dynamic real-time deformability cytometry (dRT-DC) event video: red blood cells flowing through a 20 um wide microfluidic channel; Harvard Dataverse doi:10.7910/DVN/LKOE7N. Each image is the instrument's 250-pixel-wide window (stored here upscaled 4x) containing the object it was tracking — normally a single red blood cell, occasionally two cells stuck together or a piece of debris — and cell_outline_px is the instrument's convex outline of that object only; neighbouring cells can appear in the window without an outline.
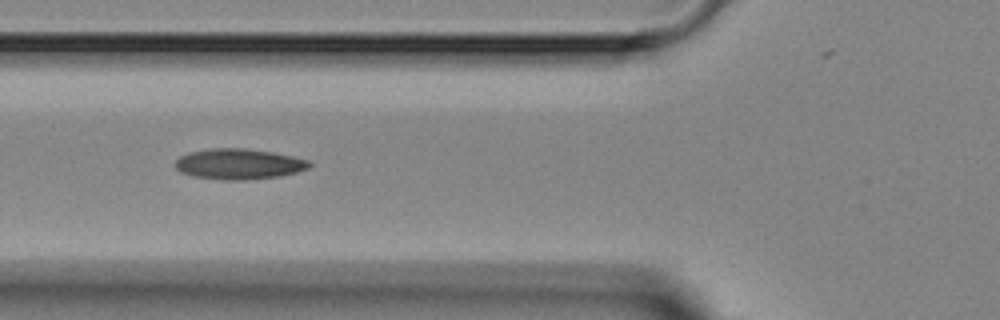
{"species": "Egyptian fruit bat (a non-hibernating species)", "species_latin": "Rousettus aegyptiacus", "temperature_condition": "room temperature", "stored_images_in_passage": 8, "camera_frame_rate_fps": 3000, "um_per_image_px": 0.085, "animal": {"sex": "female"}, "frame": {"image": 1, "passage_image": 6, "time_ms": 5.667, "image_size_px": [1000, 320], "cell_outline_px": [[312, 164], [308, 168], [296, 172], [280, 176], [244, 180], [224, 180], [192, 176], [180, 172], [176, 168], [176, 160], [180, 156], [188, 152], [208, 148], [244, 148], [272, 152], [292, 156], [308, 160]], "centroid_in_image_um": [20.27, 13.94], "position_along_channel_um": 105.5, "area_um2": 23.93}}
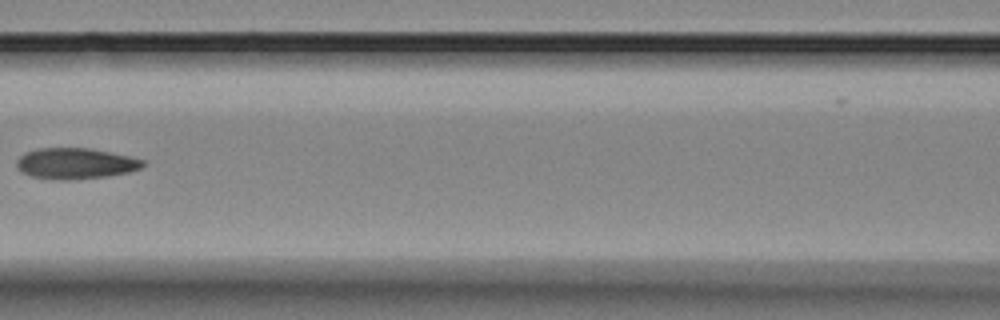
{"frame": {"image": 2, "passage_image": 7, "time_ms": 7.0, "image_size_px": [1000, 320], "cell_outline_px": [[144, 164], [140, 168], [128, 172], [108, 176], [72, 180], [60, 180], [32, 176], [24, 172], [16, 164], [16, 160], [24, 152], [40, 148], [88, 148], [128, 156], [144, 160]], "centroid_in_image_um": [6.41, 13.89], "position_along_channel_um": 160.2, "area_um2": 22.48}}
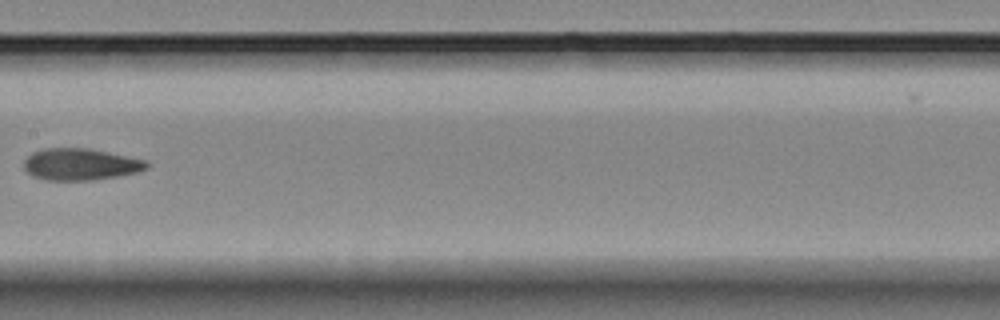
{"frame": {"image": 3, "passage_image": 8, "time_ms": 8.0, "image_size_px": [1000, 320], "cell_outline_px": [[152, 164], [148, 168], [140, 172], [92, 180], [48, 180], [32, 176], [24, 168], [24, 160], [32, 152], [44, 148], [88, 148], [148, 160]], "centroid_in_image_um": [6.89, 13.96], "position_along_channel_um": 200.5, "area_um2": 22.89}}